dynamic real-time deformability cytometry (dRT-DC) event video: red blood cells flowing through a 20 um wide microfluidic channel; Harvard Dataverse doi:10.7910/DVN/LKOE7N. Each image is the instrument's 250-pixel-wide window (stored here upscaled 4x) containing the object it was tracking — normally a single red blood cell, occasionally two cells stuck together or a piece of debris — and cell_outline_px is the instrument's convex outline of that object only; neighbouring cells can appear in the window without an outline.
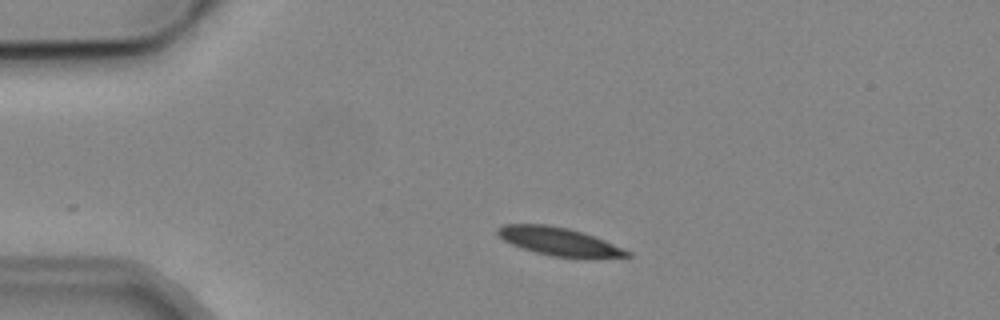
{"species": "common noctule bat (a hibernating species)", "species_latin": "Nyctalus noctula", "temperature_condition": "cold", "stored_images_in_passage": 3, "camera_frame_rate_fps": 3000, "um_per_image_px": 0.085, "animal": {"sex": "male", "body_mass_g": 19.2, "forearm_length_mm": 51.8}, "frame": {"image": 1, "passage_image": 1, "time_ms": 0.0, "image_size_px": [1000, 320], "cell_outline_px": [[632, 256], [552, 256], [536, 252], [512, 244], [504, 240], [496, 232], [496, 228], [504, 224], [544, 224], [568, 228], [604, 240], [632, 252]], "centroid_in_image_um": [47.44, 20.49], "position_along_channel_um": 37.6, "area_um2": 20.35}}